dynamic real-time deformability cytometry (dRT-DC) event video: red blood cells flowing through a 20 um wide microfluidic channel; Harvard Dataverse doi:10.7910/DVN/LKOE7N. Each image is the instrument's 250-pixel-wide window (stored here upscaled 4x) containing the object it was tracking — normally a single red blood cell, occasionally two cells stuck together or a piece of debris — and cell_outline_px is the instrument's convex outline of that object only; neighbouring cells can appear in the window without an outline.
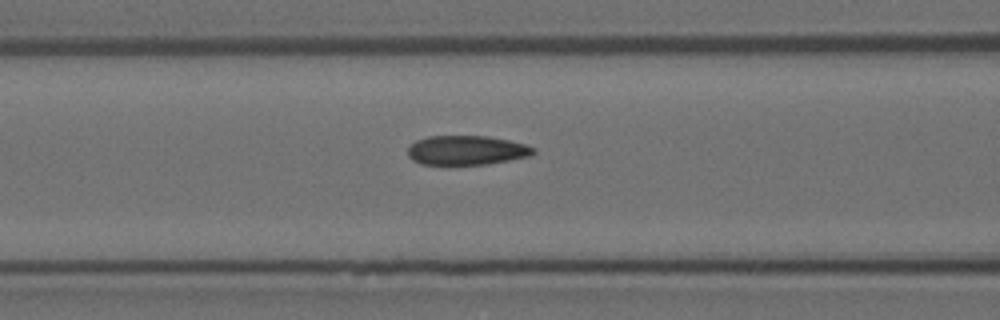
{"species": "Egyptian fruit bat (a non-hibernating species)", "species_latin": "Rousettus aegyptiacus", "temperature_condition": "room temperature", "stored_images_in_passage": 17, "camera_frame_rate_fps": 3000, "um_per_image_px": 0.085, "animal": {"sex": "female"}, "frame": {"image": 1, "passage_image": 15, "time_ms": 4.667, "image_size_px": [1000, 320], "cell_outline_px": [[536, 152], [532, 156], [484, 164], [420, 164], [412, 160], [408, 156], [408, 148], [416, 140], [428, 136], [488, 136], [528, 144], [536, 148]], "centroid_in_image_um": [39.69, 12.76], "position_along_channel_um": 126.9, "area_um2": 21.56}}